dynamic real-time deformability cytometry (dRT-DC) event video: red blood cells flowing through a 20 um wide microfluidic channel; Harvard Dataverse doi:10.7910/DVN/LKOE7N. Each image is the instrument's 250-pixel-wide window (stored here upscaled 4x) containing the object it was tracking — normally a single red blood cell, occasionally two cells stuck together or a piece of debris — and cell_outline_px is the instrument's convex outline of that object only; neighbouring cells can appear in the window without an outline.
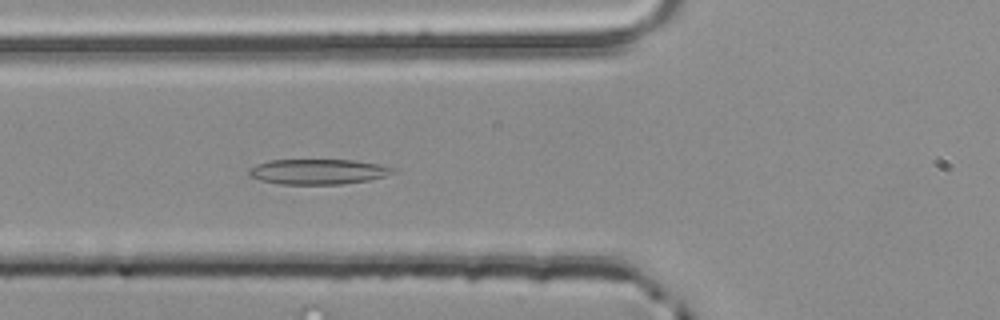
{"species": "common noctule bat (a hibernating species)", "species_latin": "Nyctalus noctula", "temperature_condition": "room temperature", "stored_images_in_passage": 52, "camera_frame_rate_fps": 3000, "um_per_image_px": 0.085, "animal": {"sex": "male", "body_mass_g": 20.4}, "frame": {"image": 1, "passage_image": 19, "time_ms": 6.0, "image_size_px": [1000, 320], "cell_outline_px": [[396, 172], [384, 176], [368, 180], [340, 184], [280, 184], [260, 180], [248, 176], [248, 172], [256, 164], [268, 160], [356, 160], [380, 164], [392, 168]], "centroid_in_image_um": [27.01, 14.59], "position_along_channel_um": 98.8, "area_um2": 21.1}}
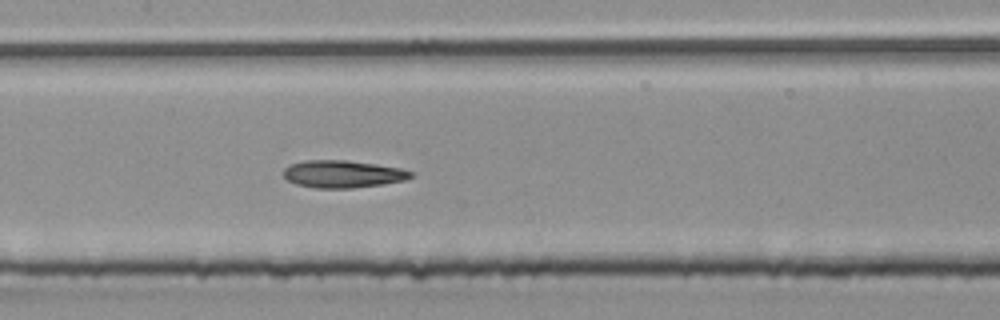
{"frame": {"image": 2, "passage_image": 25, "time_ms": 8.0, "image_size_px": [1000, 320], "cell_outline_px": [[416, 176], [404, 180], [384, 184], [352, 188], [312, 188], [296, 184], [288, 180], [284, 176], [284, 168], [288, 164], [304, 160], [348, 160], [376, 164], [400, 168], [416, 172]], "centroid_in_image_um": [29.16, 14.79], "position_along_channel_um": 178.2, "area_um2": 20.63}}
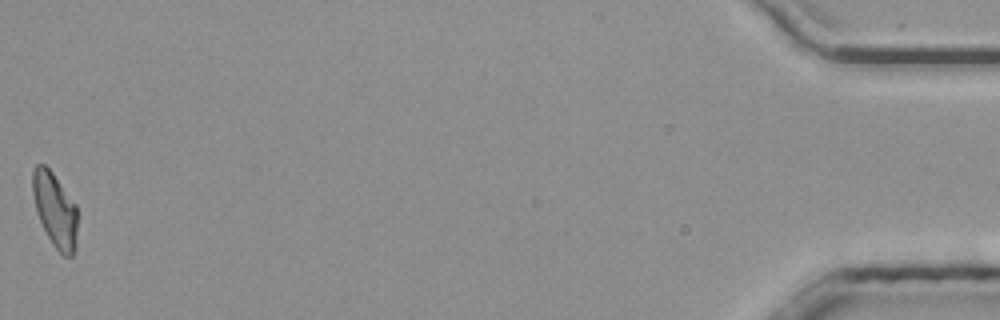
{"frame": {"image": 3, "passage_image": 52, "time_ms": 17.0, "image_size_px": [1000, 320], "cell_outline_px": [[76, 248], [72, 256], [64, 256], [52, 244], [36, 212], [32, 192], [32, 168], [36, 164], [44, 164], [52, 172], [76, 204]], "centroid_in_image_um": [4.66, 17.81], "position_along_channel_um": 430.5, "area_um2": 19.36}, "authors_computed_cell_mechanics": {"area_um2": 20.3745, "velocity_mm_per_s": 3.9544, "shape_relaxation_time_tau1_ms": null, "shape_relaxation_time_tau2_ms": 5.0997, "deformation_change_tau1": null, "deformation_change_tau2": 0.1321}}